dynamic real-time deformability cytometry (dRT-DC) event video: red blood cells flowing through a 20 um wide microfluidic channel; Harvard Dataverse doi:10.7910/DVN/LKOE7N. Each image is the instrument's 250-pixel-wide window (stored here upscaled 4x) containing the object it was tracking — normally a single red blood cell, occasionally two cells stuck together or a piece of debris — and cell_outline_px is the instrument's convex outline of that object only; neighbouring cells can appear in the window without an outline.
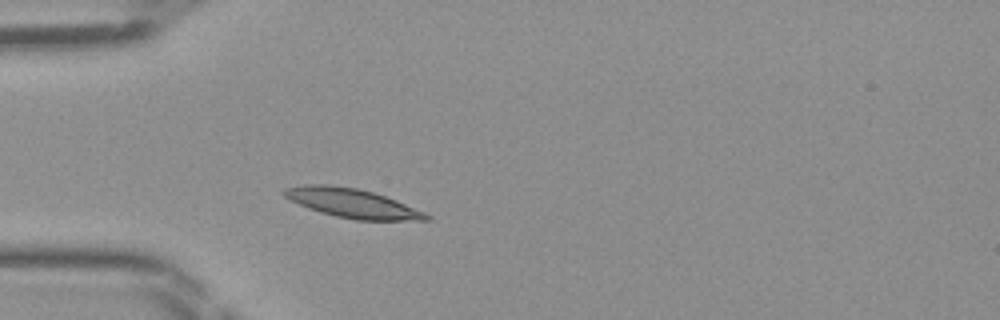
{"species": "Egyptian fruit bat (a non-hibernating species)", "species_latin": "Rousettus aegyptiacus", "temperature_condition": "room temperature", "stored_images_in_passage": 40, "camera_frame_rate_fps": 3000, "um_per_image_px": 0.085, "frame": {"image": 1, "passage_image": 6, "time_ms": 1.667, "image_size_px": [1000, 320], "cell_outline_px": [[432, 216], [428, 220], [356, 220], [336, 216], [320, 212], [308, 208], [284, 196], [280, 192], [284, 188], [304, 184], [328, 184], [356, 188], [372, 192], [396, 200], [424, 212]], "centroid_in_image_um": [29.91, 17.26], "position_along_channel_um": 55.1, "area_um2": 23.93}}
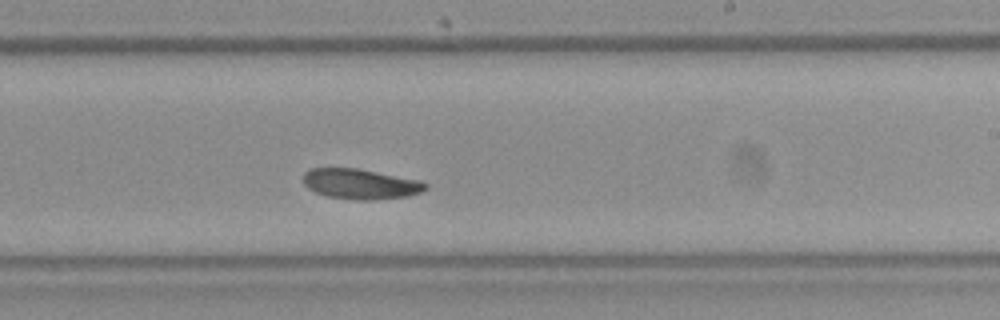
{"frame": {"image": 2, "passage_image": 21, "time_ms": 6.667, "image_size_px": [1000, 320], "cell_outline_px": [[428, 188], [420, 192], [408, 196], [372, 200], [356, 200], [328, 196], [316, 192], [308, 188], [304, 184], [304, 172], [308, 168], [356, 168], [420, 180], [428, 184]], "centroid_in_image_um": [30.64, 15.63], "position_along_channel_um": 258.4, "area_um2": 21.5}}
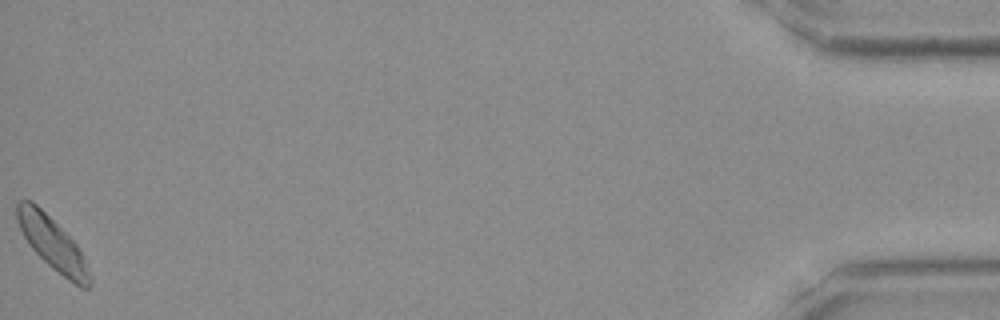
{"frame": {"image": 3, "passage_image": 40, "time_ms": 13.0, "image_size_px": [1000, 320], "cell_outline_px": [[92, 280], [88, 288], [80, 288], [68, 280], [52, 268], [28, 244], [16, 220], [16, 204], [20, 200], [32, 200], [80, 248], [88, 264]], "centroid_in_image_um": [4.48, 20.73], "position_along_channel_um": 430.7, "area_um2": 22.14}}